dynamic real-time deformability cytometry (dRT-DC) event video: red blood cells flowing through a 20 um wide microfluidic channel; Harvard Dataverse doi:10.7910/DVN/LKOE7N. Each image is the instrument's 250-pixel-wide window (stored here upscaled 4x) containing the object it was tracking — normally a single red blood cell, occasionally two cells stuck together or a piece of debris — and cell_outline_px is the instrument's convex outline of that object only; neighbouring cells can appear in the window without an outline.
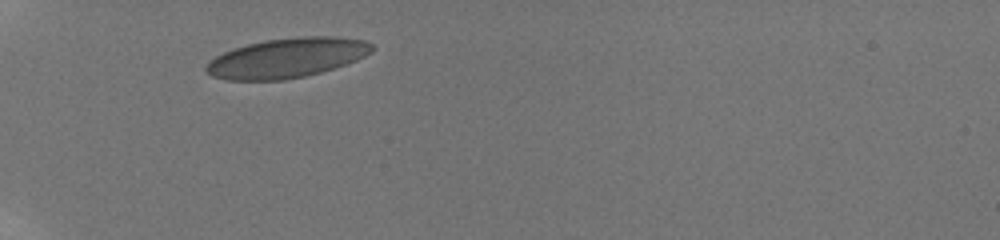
{"species": "human", "species_latin": "Homo sapiens", "temperature_condition": "room temperature", "stored_images_in_passage": 6, "camera_frame_rate_fps": 3000, "um_per_image_px": 0.085, "donor": {"sex": "male"}, "frame": {"image": 1, "passage_image": 1, "time_ms": 0.0, "image_size_px": [1000, 240], "cell_outline_px": [[372, 52], [356, 60], [320, 72], [304, 76], [284, 80], [228, 80], [212, 76], [204, 68], [216, 56], [224, 52], [248, 44], [264, 40], [296, 36], [340, 36], [368, 40], [372, 44]], "centroid_in_image_um": [24.42, 4.9], "position_along_channel_um": 60.6, "area_um2": 38.21}}
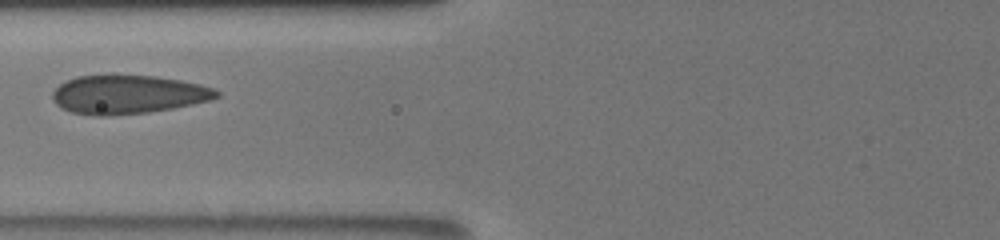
{"frame": {"image": 2, "passage_image": 3, "time_ms": 2.0, "image_size_px": [1000, 240], "cell_outline_px": [[220, 96], [208, 100], [192, 104], [172, 108], [148, 112], [108, 116], [96, 116], [72, 112], [60, 108], [52, 100], [52, 92], [60, 84], [76, 76], [156, 76], [180, 80], [200, 84], [216, 88], [220, 92]], "centroid_in_image_um": [10.88, 8.04], "position_along_channel_um": 114.9, "area_um2": 36.82}}
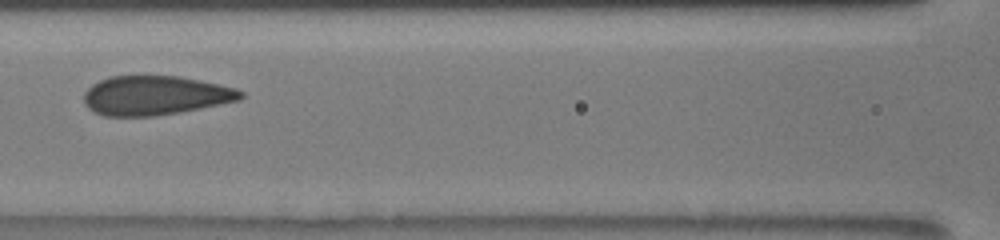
{"frame": {"image": 3, "passage_image": 4, "time_ms": 3.0, "image_size_px": [1000, 240], "cell_outline_px": [[244, 96], [240, 100], [180, 112], [156, 116], [104, 116], [88, 108], [84, 104], [84, 92], [92, 84], [100, 80], [112, 76], [180, 76], [200, 80], [236, 88], [244, 92]], "centroid_in_image_um": [13.19, 8.11], "position_along_channel_um": 153.4, "area_um2": 35.89}}